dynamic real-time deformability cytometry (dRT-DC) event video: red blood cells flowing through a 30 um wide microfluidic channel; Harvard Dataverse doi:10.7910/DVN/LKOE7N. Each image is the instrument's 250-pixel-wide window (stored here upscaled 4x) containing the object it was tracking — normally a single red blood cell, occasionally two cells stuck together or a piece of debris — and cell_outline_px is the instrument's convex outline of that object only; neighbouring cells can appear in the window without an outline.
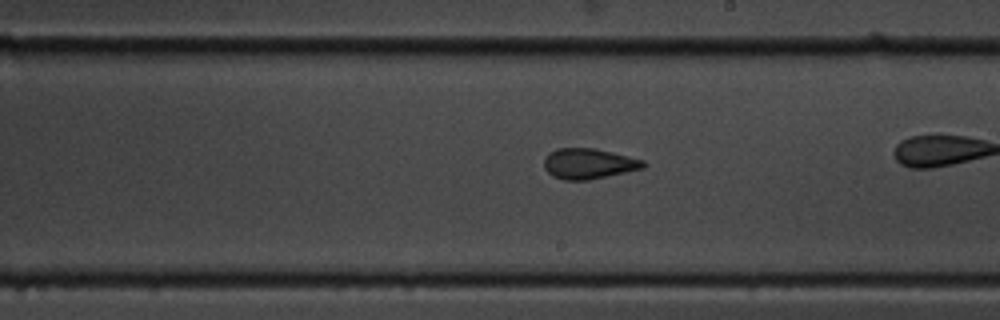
{"species": "common noctule bat (a hibernating species)", "species_latin": "Nyctalus noctula", "temperature_condition": "cold", "stored_images_in_passage": 44, "camera_frame_rate_fps": 3000, "um_per_image_px": 0.085, "animal": {"sex": "male", "body_mass_g": 19.5, "forearm_length_mm": 54.6}, "frame": {"image": 1, "passage_image": 32, "time_ms": 10.333, "image_size_px": [1000, 320], "cell_outline_px": [[648, 164], [644, 168], [588, 180], [564, 180], [552, 176], [544, 168], [544, 156], [548, 152], [556, 148], [596, 148], [644, 160]], "centroid_in_image_um": [50.02, 13.9], "position_along_channel_um": 239.0, "area_um2": 17.8}}
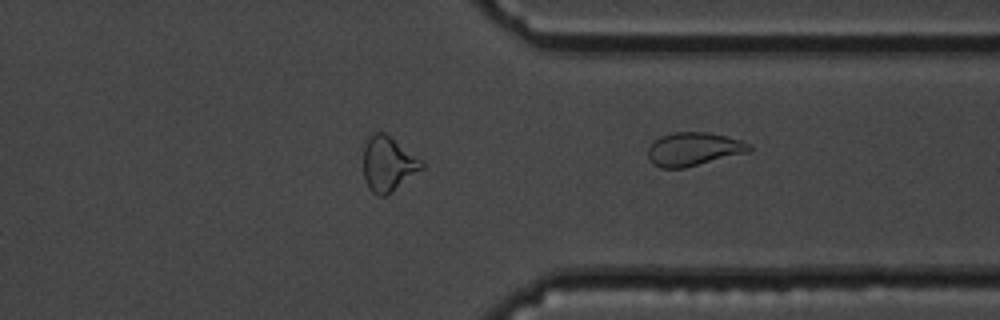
{"frame": {"image": 2, "passage_image": 44, "time_ms": 14.333, "image_size_px": [1000, 320], "cell_outline_px": [[752, 148], [748, 152], [684, 168], [660, 168], [652, 164], [648, 156], [648, 148], [660, 136], [676, 132], [708, 132], [740, 140], [752, 144]], "centroid_in_image_um": [58.95, 12.68], "position_along_channel_um": 352.4, "area_um2": 19.59}}